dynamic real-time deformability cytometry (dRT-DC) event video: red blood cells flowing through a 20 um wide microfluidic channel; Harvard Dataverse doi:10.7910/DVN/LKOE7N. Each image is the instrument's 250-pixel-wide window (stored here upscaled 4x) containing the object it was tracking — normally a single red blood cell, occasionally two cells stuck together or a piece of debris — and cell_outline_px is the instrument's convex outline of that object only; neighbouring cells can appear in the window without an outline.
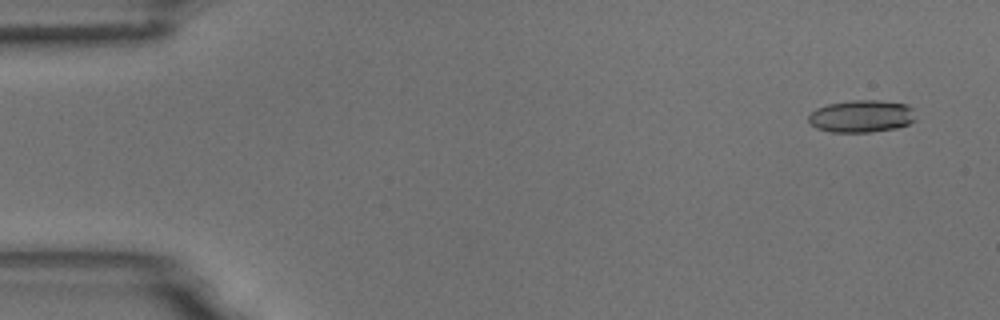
{"species": "common noctule bat (a hibernating species)", "species_latin": "Nyctalus noctula", "temperature_condition": "room temperature", "stored_images_in_passage": 5, "camera_frame_rate_fps": 3000, "um_per_image_px": 0.085, "animal": {"sex": "male", "body_mass_g": 18.8}, "frame": {"image": 1, "passage_image": 1, "time_ms": 0.0, "image_size_px": [1000, 320], "cell_outline_px": [[916, 120], [908, 124], [896, 128], [868, 132], [832, 132], [816, 128], [808, 120], [808, 116], [816, 108], [828, 104], [852, 100], [880, 100], [908, 104], [912, 108]], "centroid_in_image_um": [73.24, 9.87], "position_along_channel_um": 11.8, "area_um2": 20.23}}
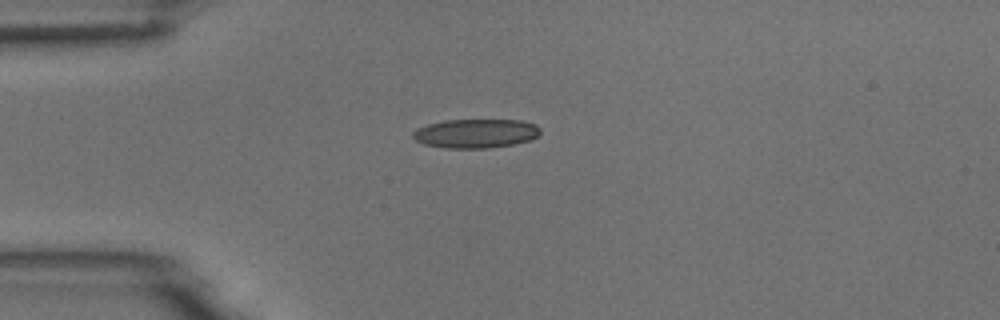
{"frame": {"image": 2, "passage_image": 4, "time_ms": 1.0, "image_size_px": [1000, 320], "cell_outline_px": [[540, 132], [532, 140], [512, 144], [488, 148], [444, 148], [424, 144], [416, 140], [412, 136], [412, 132], [416, 128], [428, 124], [444, 120], [520, 120], [536, 124], [540, 128]], "centroid_in_image_um": [40.42, 11.34], "position_along_channel_um": 44.6, "area_um2": 21.62}}